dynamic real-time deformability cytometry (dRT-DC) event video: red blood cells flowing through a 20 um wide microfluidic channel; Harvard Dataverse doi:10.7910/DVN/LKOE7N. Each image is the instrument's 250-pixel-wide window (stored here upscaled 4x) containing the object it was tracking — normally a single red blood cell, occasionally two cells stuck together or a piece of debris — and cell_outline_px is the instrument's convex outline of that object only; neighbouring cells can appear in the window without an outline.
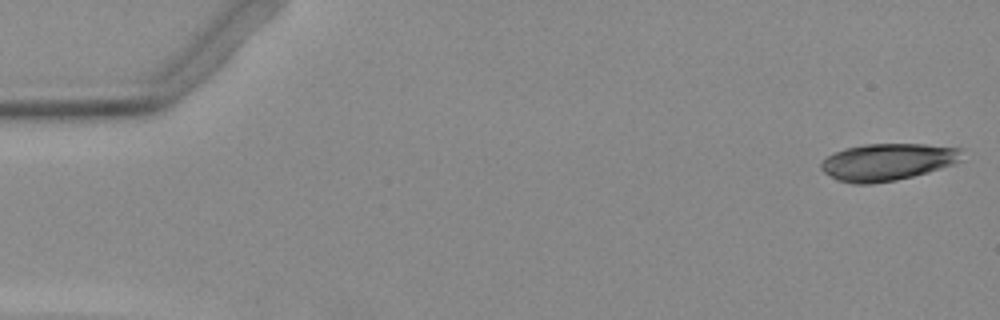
{"species": "Egyptian fruit bat (a non-hibernating species)", "species_latin": "Rousettus aegyptiacus", "temperature_condition": "warm", "stored_images_in_passage": 18, "camera_frame_rate_fps": 3000, "um_per_image_px": 0.085, "animal": {"sex": "female"}, "frame": {"image": 1, "passage_image": 1, "time_ms": 0.0, "image_size_px": [1000, 320], "cell_outline_px": [[964, 148], [960, 160], [956, 164], [928, 172], [896, 180], [872, 184], [852, 184], [836, 180], [824, 172], [820, 168], [820, 164], [828, 156], [844, 148], [864, 144], [924, 144]], "centroid_in_image_um": [75.46, 13.77], "position_along_channel_um": 9.5, "area_um2": 30.63}}